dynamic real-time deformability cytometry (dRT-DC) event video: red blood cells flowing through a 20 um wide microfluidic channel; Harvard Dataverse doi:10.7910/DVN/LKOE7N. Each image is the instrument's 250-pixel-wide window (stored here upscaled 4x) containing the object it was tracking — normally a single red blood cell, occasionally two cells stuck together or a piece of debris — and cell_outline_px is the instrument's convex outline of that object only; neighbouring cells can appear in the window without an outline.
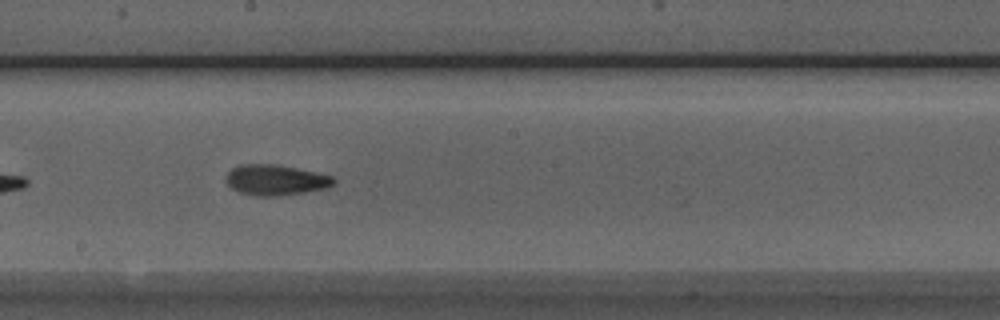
{"species": "Egyptian fruit bat (a non-hibernating species)", "species_latin": "Rousettus aegyptiacus", "temperature_condition": "room temperature", "stored_images_in_passage": 35, "camera_frame_rate_fps": 3000, "um_per_image_px": 0.085, "animal": {"sex": "male"}, "frame": {"image": 1, "passage_image": 15, "time_ms": 4.667, "image_size_px": [1000, 320], "cell_outline_px": [[336, 184], [324, 188], [304, 192], [276, 196], [256, 196], [240, 192], [232, 188], [224, 180], [228, 172], [232, 168], [240, 164], [276, 164], [316, 172], [332, 176], [336, 180]], "centroid_in_image_um": [23.41, 15.29], "position_along_channel_um": 224.8, "area_um2": 19.13}}
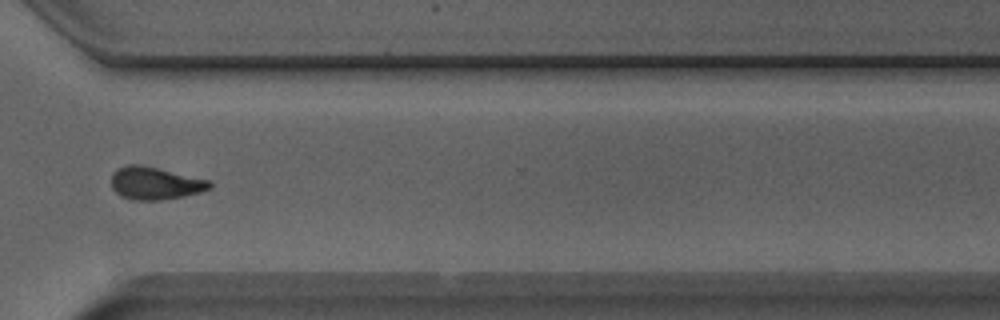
{"frame": {"image": 2, "passage_image": 25, "time_ms": 8.0, "image_size_px": [1000, 320], "cell_outline_px": [[212, 188], [200, 192], [184, 196], [160, 200], [132, 200], [120, 196], [112, 188], [112, 172], [116, 168], [128, 164], [140, 164], [208, 180], [212, 184]], "centroid_in_image_um": [13.14, 15.58], "position_along_channel_um": 357.5, "area_um2": 18.67}}